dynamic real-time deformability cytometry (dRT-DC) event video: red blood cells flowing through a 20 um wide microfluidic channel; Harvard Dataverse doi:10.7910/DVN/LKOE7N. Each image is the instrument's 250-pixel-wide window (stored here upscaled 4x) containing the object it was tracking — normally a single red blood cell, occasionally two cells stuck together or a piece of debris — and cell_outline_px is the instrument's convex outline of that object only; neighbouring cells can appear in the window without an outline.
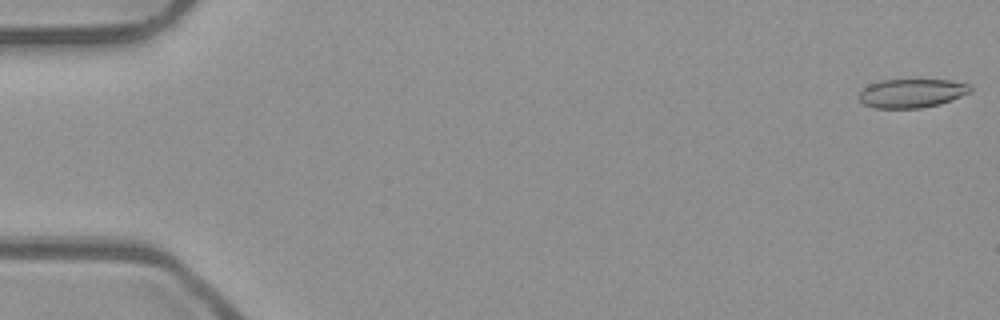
{"species": "common noctule bat (a hibernating species)", "species_latin": "Nyctalus noctula", "temperature_condition": "room temperature", "stored_images_in_passage": 52, "camera_frame_rate_fps": 3000, "um_per_image_px": 0.085, "animal": {"sex": "male", "body_mass_g": 23.1, "forearm_length_mm": 52.7}, "frame": {"image": 1, "passage_image": 1, "time_ms": 0.0, "image_size_px": [1000, 320], "cell_outline_px": [[972, 92], [940, 104], [920, 108], [872, 108], [864, 104], [856, 96], [860, 88], [868, 84], [880, 80], [948, 80], [968, 84], [972, 88]], "centroid_in_image_um": [77.43, 7.92], "position_along_channel_um": 7.6, "area_um2": 18.96}}
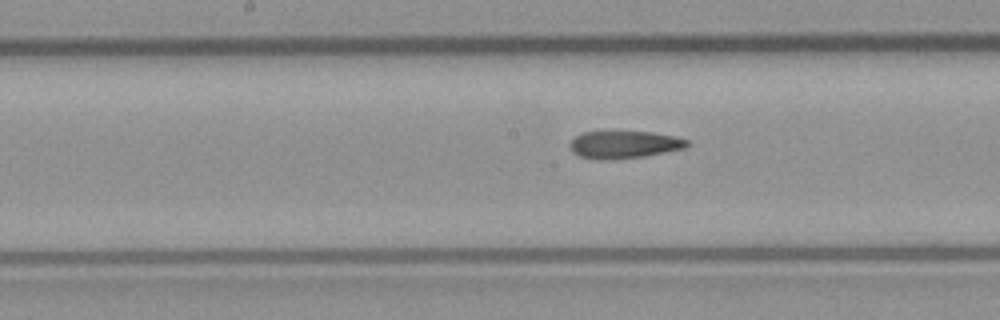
{"frame": {"image": 2, "passage_image": 27, "time_ms": 8.667, "image_size_px": [1000, 320], "cell_outline_px": [[688, 144], [684, 148], [644, 156], [612, 160], [600, 160], [580, 156], [572, 152], [568, 144], [576, 136], [584, 132], [652, 132], [676, 136], [688, 140]], "centroid_in_image_um": [53.03, 12.3], "position_along_channel_um": 195.2, "area_um2": 18.67}}
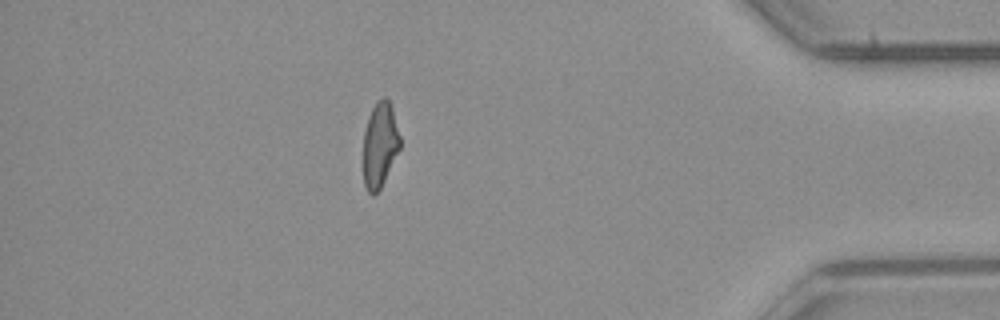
{"frame": {"image": 3, "passage_image": 46, "time_ms": 15.0, "image_size_px": [1000, 320], "cell_outline_px": [[400, 148], [380, 188], [372, 196], [368, 192], [364, 184], [364, 132], [368, 116], [376, 100], [384, 96], [388, 100], [392, 108], [400, 136]], "centroid_in_image_um": [32.28, 12.27], "position_along_channel_um": 402.9, "area_um2": 18.03}, "authors_computed_cell_mechanics": {"area_um2": 19.3919, "velocity_mm_per_s": 3.9742, "shape_relaxation_time_tau1_ms": null, "shape_relaxation_time_tau2_ms": 3.4167, "deformation_change_tau1": null, "deformation_change_tau2": 0.1376}}